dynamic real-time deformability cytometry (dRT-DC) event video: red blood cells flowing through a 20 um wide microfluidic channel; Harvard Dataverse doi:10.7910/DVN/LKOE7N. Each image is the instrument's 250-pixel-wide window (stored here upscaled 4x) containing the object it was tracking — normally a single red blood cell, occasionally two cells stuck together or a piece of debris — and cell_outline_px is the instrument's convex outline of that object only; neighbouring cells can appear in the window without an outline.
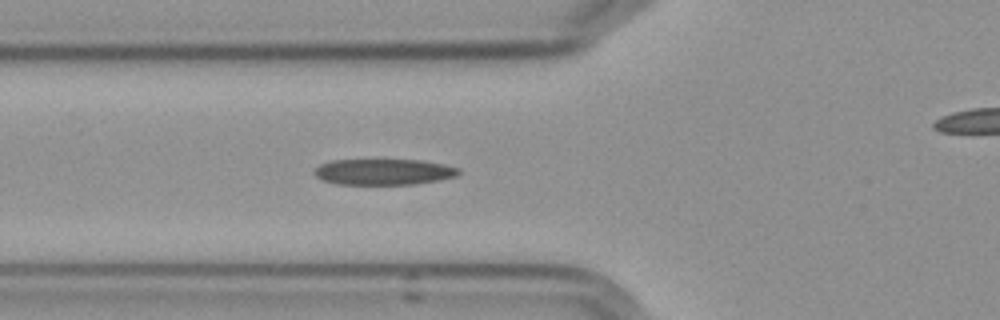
{"species": "Egyptian fruit bat (a non-hibernating species)", "species_latin": "Rousettus aegyptiacus", "temperature_condition": "cold", "stored_images_in_passage": 6, "segment_of_instrument_passage": [1, 2], "camera_frame_rate_fps": 3000, "um_per_image_px": 0.085, "frame": {"image": 1, "passage_image": 5, "time_ms": 4.667, "image_size_px": [1000, 320], "cell_outline_px": [[460, 172], [456, 176], [440, 180], [412, 184], [336, 184], [324, 180], [316, 176], [316, 168], [320, 164], [332, 160], [420, 160], [444, 164], [460, 168]], "centroid_in_image_um": [32.65, 14.6], "position_along_channel_um": 93.1, "area_um2": 21.68}}